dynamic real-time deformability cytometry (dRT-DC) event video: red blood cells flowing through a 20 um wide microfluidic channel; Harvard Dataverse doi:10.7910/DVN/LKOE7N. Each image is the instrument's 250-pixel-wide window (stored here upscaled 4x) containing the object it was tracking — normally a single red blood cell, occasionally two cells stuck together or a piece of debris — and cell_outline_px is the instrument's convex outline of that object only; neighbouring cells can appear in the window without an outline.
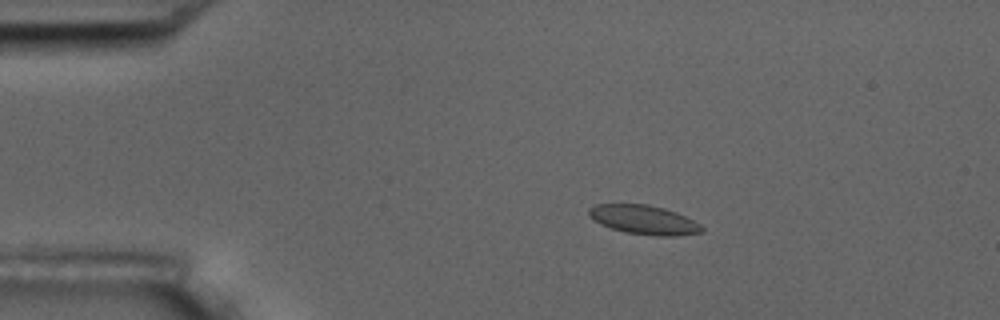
{"species": "common noctule bat (a hibernating species)", "species_latin": "Nyctalus noctula", "temperature_condition": "room temperature", "stored_images_in_passage": 7, "camera_frame_rate_fps": 3000, "um_per_image_px": 0.085, "animal": {"sex": "male", "body_mass_g": 17.5, "forearm_length_mm": 52.3}, "frame": {"image": 1, "passage_image": 3, "time_ms": 2.0, "image_size_px": [1000, 320], "cell_outline_px": [[704, 232], [676, 236], [660, 236], [624, 232], [600, 224], [588, 216], [588, 208], [596, 204], [648, 204], [664, 208], [676, 212], [700, 224], [704, 228]], "centroid_in_image_um": [54.72, 18.68], "position_along_channel_um": 30.3, "area_um2": 19.19}}
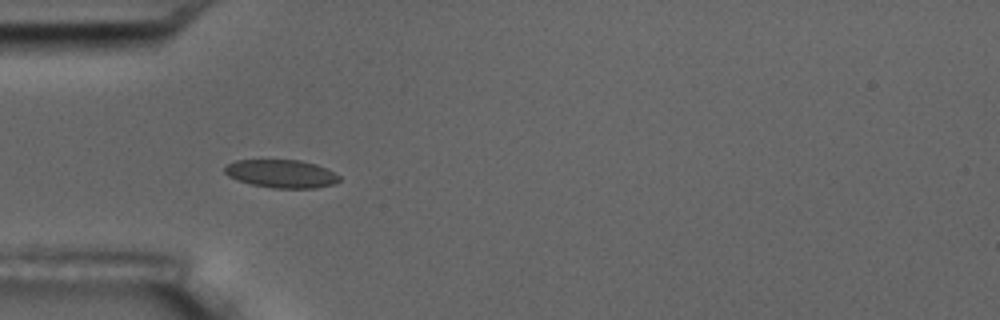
{"frame": {"image": 2, "passage_image": 5, "time_ms": 4.333, "image_size_px": [1000, 320], "cell_outline_px": [[340, 180], [336, 184], [316, 188], [272, 188], [252, 184], [228, 176], [224, 172], [224, 168], [228, 164], [236, 160], [300, 160], [316, 164], [340, 176]], "centroid_in_image_um": [23.93, 14.77], "position_along_channel_um": 61.1, "area_um2": 18.67}}